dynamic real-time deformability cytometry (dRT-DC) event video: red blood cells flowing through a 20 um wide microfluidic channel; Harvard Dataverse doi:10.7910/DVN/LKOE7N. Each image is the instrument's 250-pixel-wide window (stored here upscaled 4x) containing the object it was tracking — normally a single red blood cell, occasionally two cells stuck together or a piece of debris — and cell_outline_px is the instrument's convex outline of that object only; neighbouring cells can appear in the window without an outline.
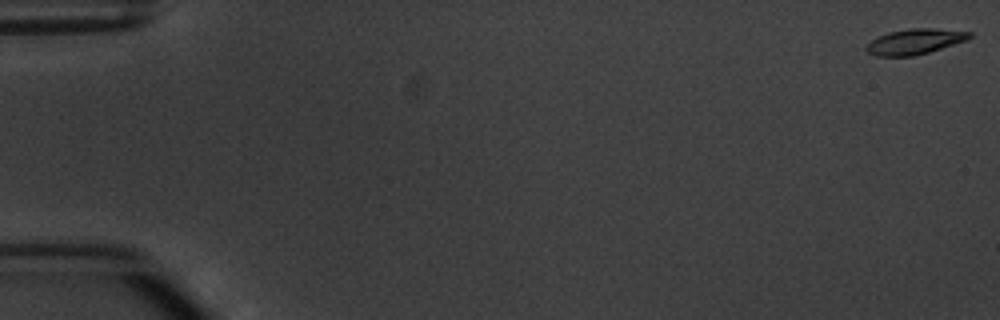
{"species": "common noctule bat (a hibernating species)", "species_latin": "Nyctalus noctula", "temperature_condition": "warm", "stored_images_in_passage": 6, "segment_of_instrument_passage": [1, 2], "camera_frame_rate_fps": 3000, "um_per_image_px": 0.085, "animal": {"sex": "male", "body_mass_g": 20.1, "forearm_length_mm": 53.5}, "frame": {"image": 1, "passage_image": 1, "time_ms": 0.0, "image_size_px": [1000, 320], "cell_outline_px": [[972, 36], [968, 40], [928, 52], [912, 56], [876, 56], [868, 52], [864, 48], [872, 40], [888, 32], [912, 28], [932, 28], [972, 32]], "centroid_in_image_um": [77.78, 3.53], "position_along_channel_um": 7.2, "area_um2": 15.14}}